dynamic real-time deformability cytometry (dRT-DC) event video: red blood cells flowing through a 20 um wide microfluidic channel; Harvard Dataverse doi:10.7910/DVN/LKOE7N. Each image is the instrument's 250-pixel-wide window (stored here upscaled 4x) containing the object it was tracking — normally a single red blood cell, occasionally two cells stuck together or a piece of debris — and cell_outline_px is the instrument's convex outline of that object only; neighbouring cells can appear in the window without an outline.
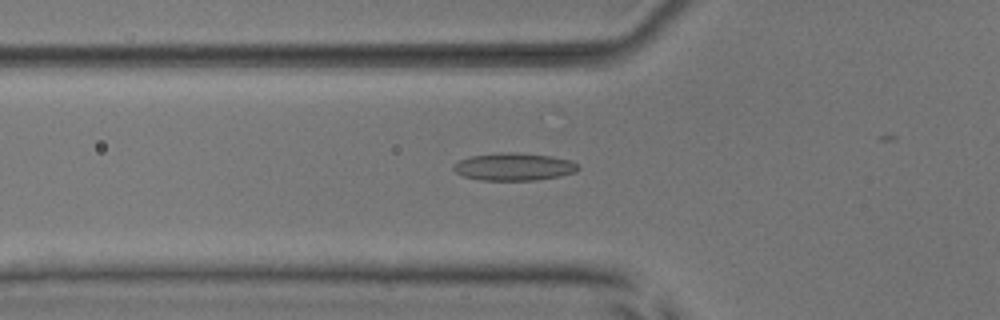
{"species": "common noctule bat (a hibernating species)", "species_latin": "Nyctalus noctula", "temperature_condition": "room temperature", "stored_images_in_passage": 20, "camera_frame_rate_fps": 3000, "um_per_image_px": 0.085, "animal": {"sex": "male", "body_mass_g": 17.9, "forearm_length_mm": 54.2}, "frame": {"image": 1, "passage_image": 9, "time_ms": 2.667, "image_size_px": [1000, 320], "cell_outline_px": [[580, 168], [576, 172], [560, 176], [536, 180], [480, 180], [464, 176], [456, 172], [452, 168], [452, 164], [460, 160], [472, 156], [504, 152], [516, 152], [552, 156], [572, 160], [580, 164]], "centroid_in_image_um": [43.73, 14.17], "position_along_channel_um": 82.1, "area_um2": 20.17}}
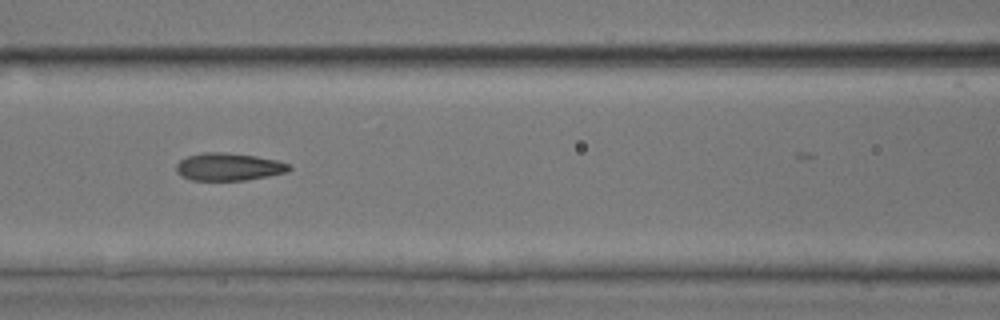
{"frame": {"image": 2, "passage_image": 14, "time_ms": 4.333, "image_size_px": [1000, 320], "cell_outline_px": [[292, 168], [288, 172], [268, 176], [244, 180], [192, 180], [180, 176], [176, 172], [176, 164], [180, 160], [188, 156], [204, 152], [224, 152], [256, 156], [276, 160], [288, 164]], "centroid_in_image_um": [19.42, 14.18], "position_along_channel_um": 147.2, "area_um2": 18.15}}